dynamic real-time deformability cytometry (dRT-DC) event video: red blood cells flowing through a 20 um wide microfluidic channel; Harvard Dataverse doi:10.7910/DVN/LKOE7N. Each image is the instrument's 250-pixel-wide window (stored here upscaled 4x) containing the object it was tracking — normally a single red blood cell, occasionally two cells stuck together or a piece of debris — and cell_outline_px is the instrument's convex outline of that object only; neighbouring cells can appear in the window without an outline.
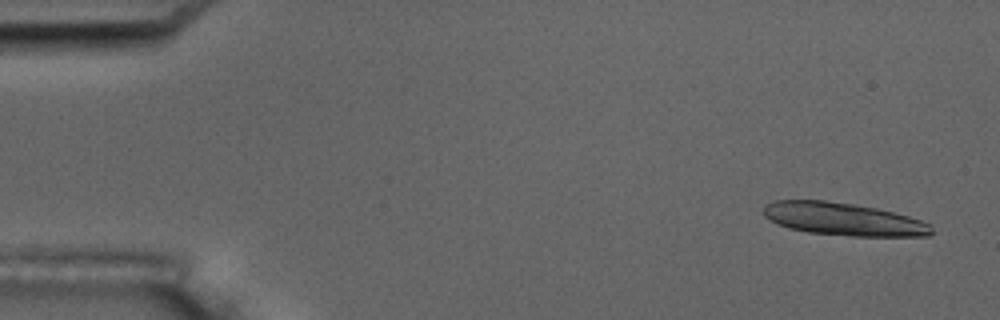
{"species": "common noctule bat (a hibernating species)", "species_latin": "Nyctalus noctula", "temperature_condition": "room temperature", "stored_images_in_passage": 6, "segment_of_instrument_passage": [1, 2], "camera_frame_rate_fps": 3000, "um_per_image_px": 0.085, "animal": {"sex": "male", "body_mass_g": 17.5, "forearm_length_mm": 52.3}, "frame": {"image": 1, "passage_image": 1, "time_ms": 0.0, "image_size_px": [1000, 320], "cell_outline_px": [[932, 232], [928, 236], [848, 236], [808, 232], [788, 228], [776, 224], [764, 216], [764, 204], [776, 200], [824, 200], [856, 204], [876, 208], [908, 216], [932, 224]], "centroid_in_image_um": [71.66, 18.62], "position_along_channel_um": 13.3, "area_um2": 32.19}}